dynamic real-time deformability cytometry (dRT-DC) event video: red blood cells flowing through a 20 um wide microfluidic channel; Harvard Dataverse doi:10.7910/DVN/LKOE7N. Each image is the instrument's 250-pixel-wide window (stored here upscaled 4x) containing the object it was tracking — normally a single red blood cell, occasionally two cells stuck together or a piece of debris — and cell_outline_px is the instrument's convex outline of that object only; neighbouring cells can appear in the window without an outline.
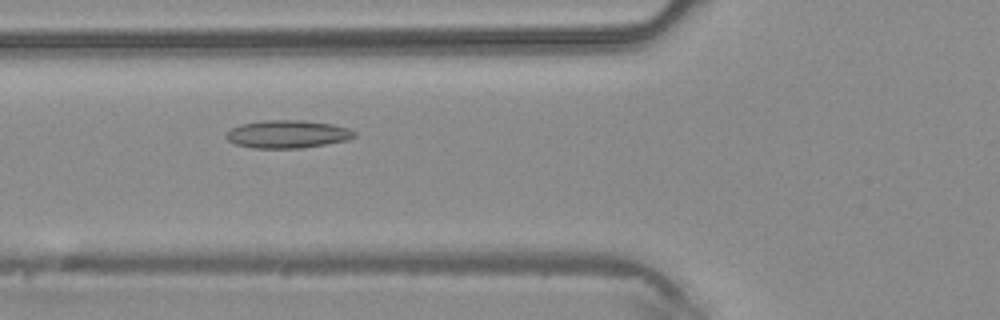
{"species": "common noctule bat (a hibernating species)", "species_latin": "Nyctalus noctula", "temperature_condition": "warm", "stored_images_in_passage": 41, "camera_frame_rate_fps": 3000, "um_per_image_px": 0.085, "animal": {"sex": "male", "body_mass_g": 20.4}, "frame": {"image": 1, "passage_image": 13, "time_ms": 4.0, "image_size_px": [1000, 320], "cell_outline_px": [[356, 136], [348, 140], [304, 148], [252, 148], [236, 144], [228, 140], [228, 132], [232, 128], [240, 124], [264, 120], [304, 120], [332, 124], [348, 128], [356, 132]], "centroid_in_image_um": [24.48, 11.4], "position_along_channel_um": 101.3, "area_um2": 20.81}}
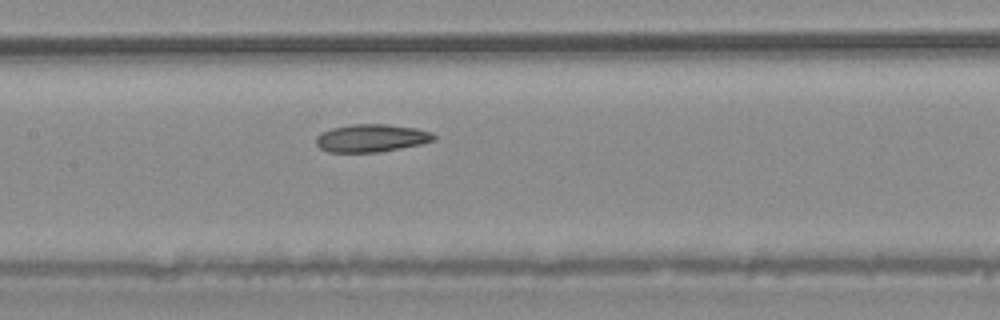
{"frame": {"image": 2, "passage_image": 18, "time_ms": 5.667, "image_size_px": [1000, 320], "cell_outline_px": [[436, 140], [420, 144], [376, 152], [328, 152], [320, 148], [316, 144], [316, 136], [320, 132], [332, 128], [352, 124], [388, 124], [416, 128], [432, 132], [436, 136]], "centroid_in_image_um": [31.55, 11.73], "position_along_channel_um": 175.8, "area_um2": 19.07}}
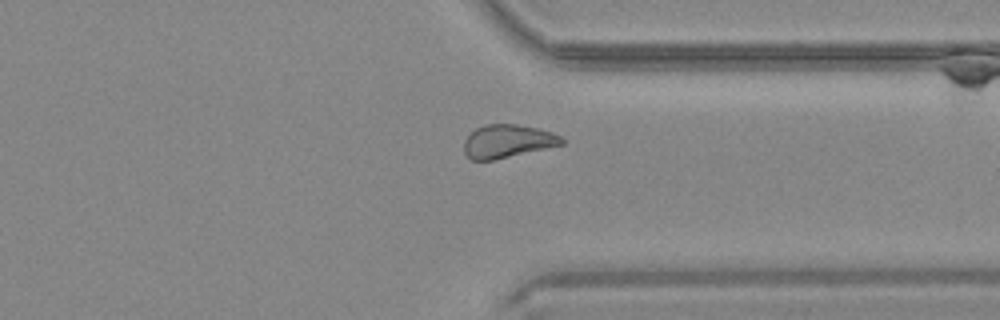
{"frame": {"image": 3, "passage_image": 31, "time_ms": 10.0, "image_size_px": [1000, 320], "cell_outline_px": [[564, 144], [492, 160], [472, 160], [464, 152], [464, 140], [476, 128], [484, 124], [516, 124], [536, 128], [552, 132], [560, 136], [564, 140]], "centroid_in_image_um": [43.13, 11.99], "position_along_channel_um": 368.3, "area_um2": 18.67}}